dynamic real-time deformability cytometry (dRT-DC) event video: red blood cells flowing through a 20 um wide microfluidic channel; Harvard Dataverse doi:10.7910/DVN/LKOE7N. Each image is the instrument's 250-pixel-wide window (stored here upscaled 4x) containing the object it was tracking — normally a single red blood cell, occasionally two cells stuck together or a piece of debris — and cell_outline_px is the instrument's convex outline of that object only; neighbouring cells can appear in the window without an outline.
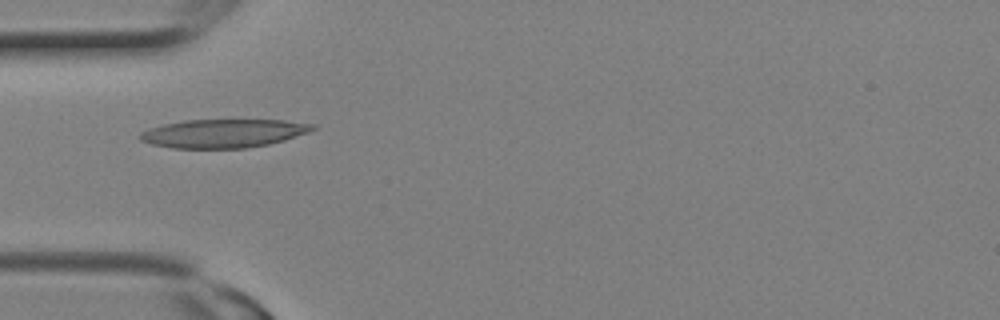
{"species": "Egyptian fruit bat (a non-hibernating species)", "species_latin": "Rousettus aegyptiacus", "temperature_condition": "room temperature", "stored_images_in_passage": 6, "camera_frame_rate_fps": 3000, "um_per_image_px": 0.085, "animal": {"sex": "female"}, "frame": {"image": 1, "passage_image": 5, "time_ms": 1.333, "image_size_px": [1000, 320], "cell_outline_px": [[316, 128], [308, 132], [284, 140], [268, 144], [244, 148], [172, 148], [152, 144], [140, 140], [140, 132], [148, 128], [164, 124], [184, 120], [284, 120], [316, 124]], "centroid_in_image_um": [18.98, 11.33], "position_along_channel_um": 66.0, "area_um2": 28.61}}